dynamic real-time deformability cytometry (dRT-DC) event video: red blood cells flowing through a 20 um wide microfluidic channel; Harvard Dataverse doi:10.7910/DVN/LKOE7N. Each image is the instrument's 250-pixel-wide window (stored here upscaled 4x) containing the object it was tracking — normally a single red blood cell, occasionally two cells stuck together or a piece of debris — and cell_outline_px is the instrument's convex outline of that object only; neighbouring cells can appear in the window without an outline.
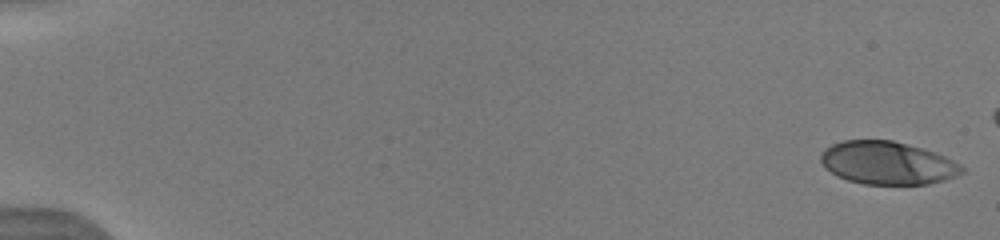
{"species": "human", "species_latin": "Homo sapiens", "temperature_condition": "warm", "stored_images_in_passage": 10, "camera_frame_rate_fps": 3000, "um_per_image_px": 0.085, "donor": {"sex": "male"}, "frame": {"image": 1, "passage_image": 1, "time_ms": 0.0, "image_size_px": [1000, 240], "cell_outline_px": [[964, 172], [956, 176], [944, 180], [928, 184], [864, 184], [848, 180], [836, 176], [820, 160], [820, 156], [824, 148], [832, 144], [844, 140], [892, 140], [936, 152], [960, 164], [964, 168]], "centroid_in_image_um": [75.44, 13.85], "position_along_channel_um": 9.6, "area_um2": 35.2}}